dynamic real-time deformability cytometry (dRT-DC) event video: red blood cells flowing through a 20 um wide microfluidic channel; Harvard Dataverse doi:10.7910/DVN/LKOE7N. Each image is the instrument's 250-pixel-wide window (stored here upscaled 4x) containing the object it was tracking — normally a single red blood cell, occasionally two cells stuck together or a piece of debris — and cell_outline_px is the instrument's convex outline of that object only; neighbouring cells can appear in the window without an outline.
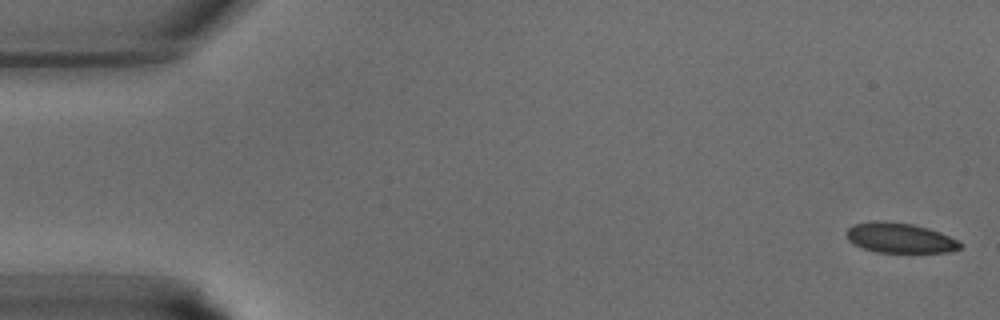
{"species": "common noctule bat (a hibernating species)", "species_latin": "Nyctalus noctula", "temperature_condition": "warm", "stored_images_in_passage": 40, "camera_frame_rate_fps": 3000, "um_per_image_px": 0.085, "animal": {"sex": "male", "body_mass_g": 15.6}, "frame": {"image": 1, "passage_image": 1, "time_ms": 0.0, "image_size_px": [1000, 320], "cell_outline_px": [[960, 248], [948, 252], [880, 252], [864, 248], [848, 240], [844, 232], [852, 224], [872, 220], [884, 220], [912, 224], [928, 228], [940, 232], [956, 240], [960, 244]], "centroid_in_image_um": [76.42, 20.19], "position_along_channel_um": 8.6, "area_um2": 19.83}}
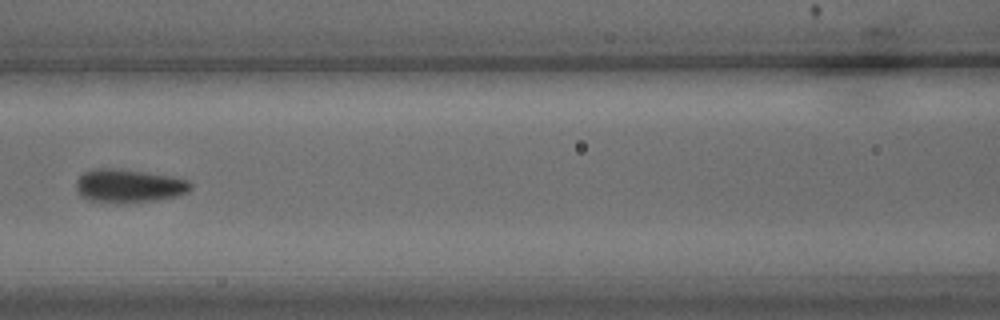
{"frame": {"image": 2, "passage_image": 18, "time_ms": 5.667, "image_size_px": [1000, 320], "cell_outline_px": [[192, 188], [188, 192], [176, 196], [152, 200], [116, 204], [88, 200], [80, 196], [76, 188], [76, 180], [84, 172], [92, 168], [116, 168], [172, 176], [188, 180], [192, 184]], "centroid_in_image_um": [10.92, 15.8], "position_along_channel_um": 155.7, "area_um2": 22.48}}
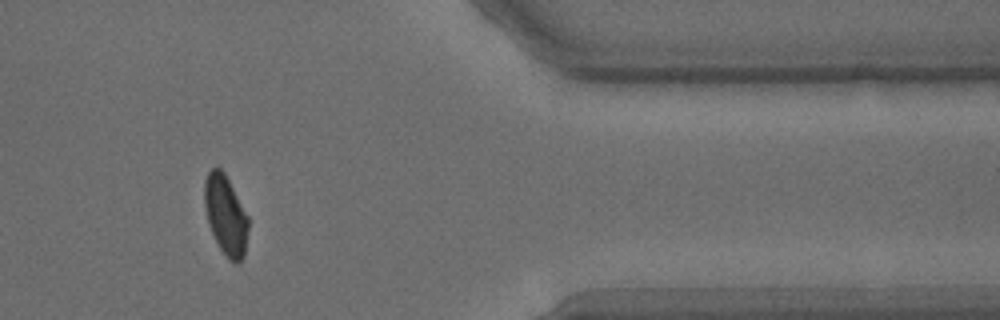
{"frame": {"image": 3, "passage_image": 34, "time_ms": 11.0, "image_size_px": [1000, 320], "cell_outline_px": [[248, 228], [244, 256], [240, 264], [236, 264], [228, 260], [220, 248], [208, 224], [204, 204], [204, 180], [208, 172], [212, 168], [220, 168], [224, 172], [248, 216]], "centroid_in_image_um": [19.18, 18.31], "position_along_channel_um": 392.2, "area_um2": 20.35}}